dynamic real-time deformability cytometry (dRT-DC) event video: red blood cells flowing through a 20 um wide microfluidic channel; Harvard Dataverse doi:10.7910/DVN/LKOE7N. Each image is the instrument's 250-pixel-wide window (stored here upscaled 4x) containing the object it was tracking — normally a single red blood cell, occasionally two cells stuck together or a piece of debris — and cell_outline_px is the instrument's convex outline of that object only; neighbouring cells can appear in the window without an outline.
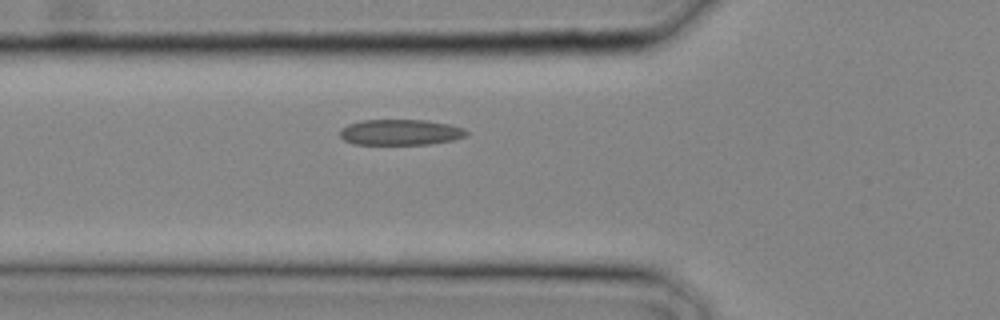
{"species": "common noctule bat (a hibernating species)", "species_latin": "Nyctalus noctula", "temperature_condition": "cold", "stored_images_in_passage": 21, "camera_frame_rate_fps": 3000, "um_per_image_px": 0.085, "animal": {"sex": "male", "body_mass_g": 20.4}, "frame": {"image": 1, "passage_image": 5, "time_ms": 1.333, "image_size_px": [1000, 320], "cell_outline_px": [[468, 132], [464, 136], [452, 140], [428, 144], [352, 144], [344, 140], [340, 136], [340, 128], [348, 124], [360, 120], [424, 120], [448, 124], [464, 128]], "centroid_in_image_um": [33.98, 11.24], "position_along_channel_um": 91.8, "area_um2": 18.9}}
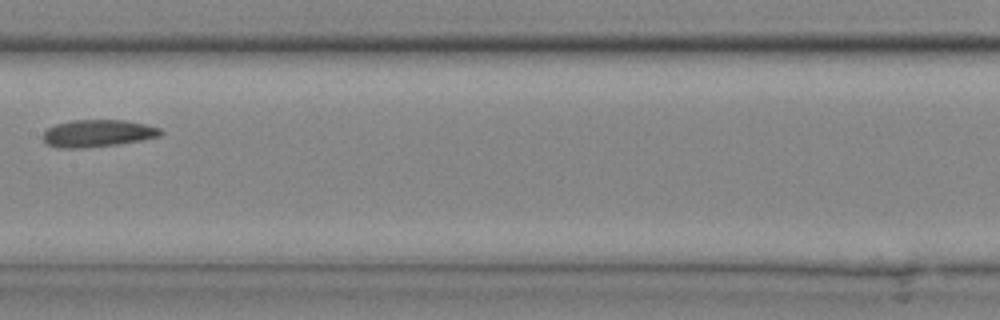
{"frame": {"image": 2, "passage_image": 10, "time_ms": 3.0, "image_size_px": [1000, 320], "cell_outline_px": [[164, 132], [160, 136], [120, 144], [84, 148], [60, 148], [48, 144], [44, 140], [44, 132], [48, 128], [56, 124], [72, 120], [124, 120], [144, 124], [160, 128]], "centroid_in_image_um": [8.32, 11.33], "position_along_channel_um": 199.1, "area_um2": 18.55}}
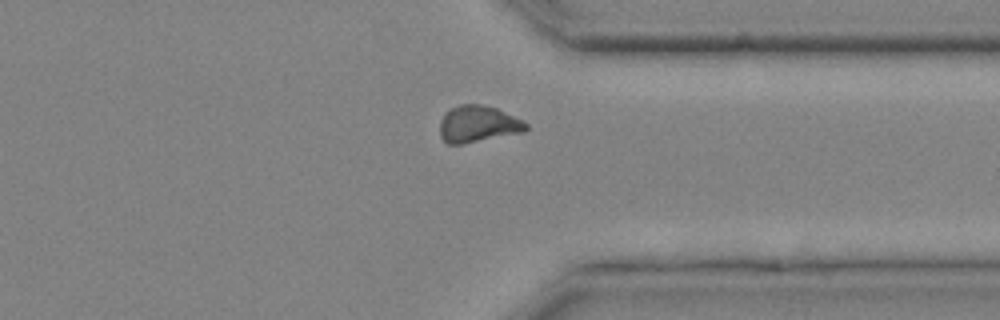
{"frame": {"image": 3, "passage_image": 18, "time_ms": 5.667, "image_size_px": [1000, 320], "cell_outline_px": [[528, 128], [524, 132], [460, 144], [448, 144], [440, 136], [440, 120], [444, 112], [448, 108], [460, 104], [480, 104], [496, 108], [528, 124]], "centroid_in_image_um": [40.58, 10.53], "position_along_channel_um": 370.8, "area_um2": 18.32}}